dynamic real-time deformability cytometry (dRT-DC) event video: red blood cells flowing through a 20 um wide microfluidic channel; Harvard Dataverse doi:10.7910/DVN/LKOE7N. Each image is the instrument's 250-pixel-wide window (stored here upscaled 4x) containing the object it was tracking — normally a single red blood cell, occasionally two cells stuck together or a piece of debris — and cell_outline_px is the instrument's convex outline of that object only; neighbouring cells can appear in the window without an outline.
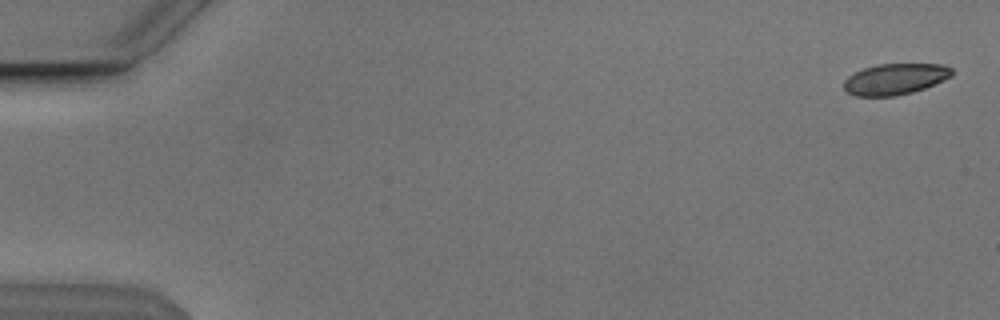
{"species": "Egyptian fruit bat (a non-hibernating species)", "species_latin": "Rousettus aegyptiacus", "temperature_condition": "cold", "stored_images_in_passage": 11, "camera_frame_rate_fps": 3000, "um_per_image_px": 0.085, "animal": {"sex": "male"}, "frame": {"image": 1, "passage_image": 2, "time_ms": 0.333, "image_size_px": [1000, 320], "cell_outline_px": [[952, 76], [944, 80], [924, 88], [912, 92], [896, 96], [856, 96], [848, 92], [844, 88], [844, 80], [848, 76], [864, 68], [876, 64], [944, 64], [952, 68]], "centroid_in_image_um": [76.09, 6.71], "position_along_channel_um": 8.9, "area_um2": 19.54}}